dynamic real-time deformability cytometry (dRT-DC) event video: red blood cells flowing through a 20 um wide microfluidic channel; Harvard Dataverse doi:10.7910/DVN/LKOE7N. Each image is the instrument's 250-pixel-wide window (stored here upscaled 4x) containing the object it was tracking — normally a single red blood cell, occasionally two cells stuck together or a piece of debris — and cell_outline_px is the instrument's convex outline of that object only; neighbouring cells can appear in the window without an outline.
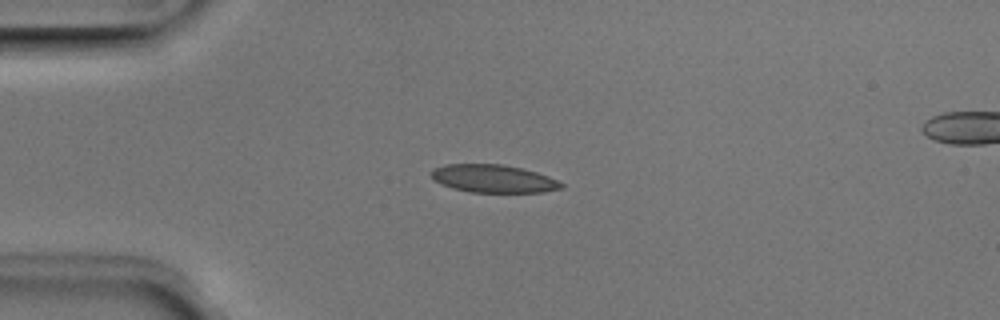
{"species": "Egyptian fruit bat (a non-hibernating species)", "species_latin": "Rousettus aegyptiacus", "temperature_condition": "room temperature", "stored_images_in_passage": 6, "camera_frame_rate_fps": 3000, "um_per_image_px": 0.085, "animal": {"sex": "male"}, "frame": {"image": 1, "passage_image": 3, "time_ms": 0.667, "image_size_px": [1000, 320], "cell_outline_px": [[564, 188], [544, 192], [468, 192], [452, 188], [440, 184], [432, 180], [432, 168], [444, 164], [504, 164], [536, 172], [548, 176], [564, 184]], "centroid_in_image_um": [41.91, 15.19], "position_along_channel_um": 43.1, "area_um2": 21.27}}
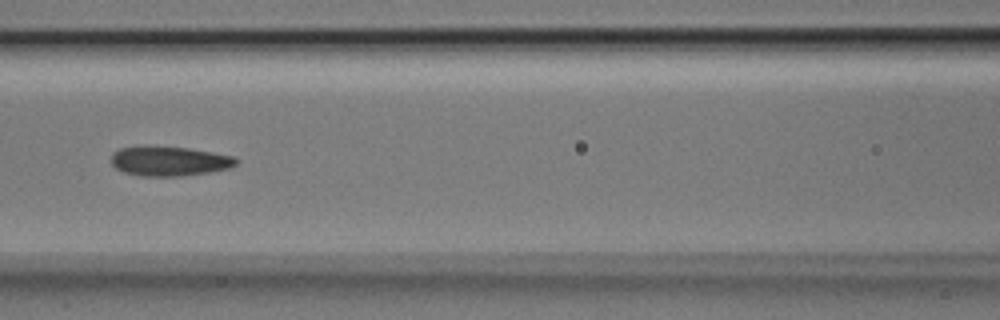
{"frame": {"image": 2, "passage_image": 6, "time_ms": 1.667, "image_size_px": [1000, 320], "cell_outline_px": [[240, 160], [236, 164], [228, 168], [208, 172], [180, 176], [140, 176], [124, 172], [116, 168], [112, 164], [112, 152], [120, 148], [144, 144], [188, 148], [236, 156]], "centroid_in_image_um": [14.37, 13.67], "position_along_channel_um": 152.2, "area_um2": 21.96}}